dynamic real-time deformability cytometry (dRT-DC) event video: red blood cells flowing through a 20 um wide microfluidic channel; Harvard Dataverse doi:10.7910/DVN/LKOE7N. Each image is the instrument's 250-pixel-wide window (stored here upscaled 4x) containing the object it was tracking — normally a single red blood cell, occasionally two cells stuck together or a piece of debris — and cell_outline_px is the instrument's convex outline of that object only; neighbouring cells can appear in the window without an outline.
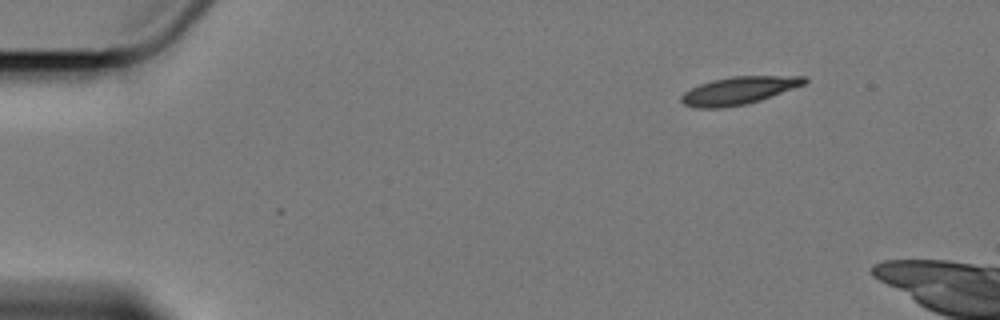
{"species": "Egyptian fruit bat (a non-hibernating species)", "species_latin": "Rousettus aegyptiacus", "temperature_condition": "cold", "stored_images_in_passage": 3, "camera_frame_rate_fps": 3000, "um_per_image_px": 0.085, "animal": {"sex": "female"}, "frame": {"image": 1, "passage_image": 1, "time_ms": 0.0, "image_size_px": [1000, 320], "cell_outline_px": [[808, 80], [804, 84], [760, 100], [748, 104], [720, 108], [696, 108], [684, 104], [680, 100], [680, 96], [684, 92], [700, 84], [712, 80], [732, 76], [808, 76]], "centroid_in_image_um": [62.77, 7.7], "position_along_channel_um": 22.2, "area_um2": 19.77}}